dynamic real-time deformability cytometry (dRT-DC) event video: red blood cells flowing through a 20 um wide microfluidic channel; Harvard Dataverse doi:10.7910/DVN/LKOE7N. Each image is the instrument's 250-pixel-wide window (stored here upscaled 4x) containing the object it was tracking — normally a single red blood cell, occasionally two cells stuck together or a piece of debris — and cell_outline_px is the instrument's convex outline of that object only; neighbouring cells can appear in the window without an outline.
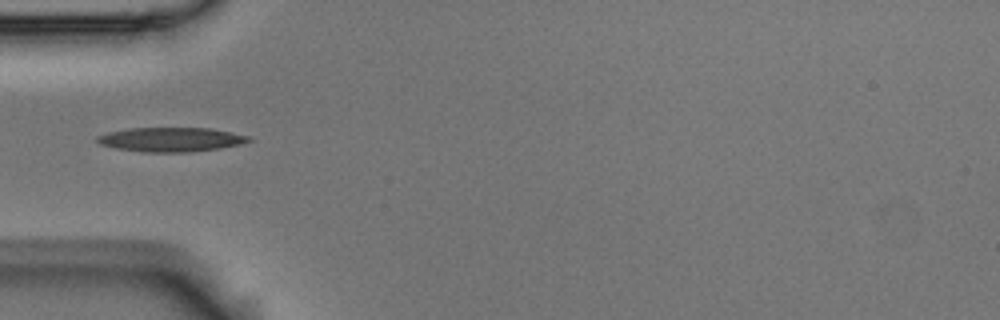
{"species": "Egyptian fruit bat (a non-hibernating species)", "species_latin": "Rousettus aegyptiacus", "temperature_condition": "room temperature", "stored_images_in_passage": 2, "camera_frame_rate_fps": 3000, "um_per_image_px": 0.085, "animal": {"sex": "male"}, "frame": {"image": 1, "passage_image": 2, "time_ms": 0.333, "image_size_px": [1000, 320], "cell_outline_px": [[252, 140], [240, 144], [220, 148], [188, 152], [144, 152], [116, 148], [100, 144], [96, 140], [96, 136], [108, 132], [128, 128], [208, 128], [248, 136]], "centroid_in_image_um": [14.48, 11.86], "position_along_channel_um": 70.5, "area_um2": 21.21}}